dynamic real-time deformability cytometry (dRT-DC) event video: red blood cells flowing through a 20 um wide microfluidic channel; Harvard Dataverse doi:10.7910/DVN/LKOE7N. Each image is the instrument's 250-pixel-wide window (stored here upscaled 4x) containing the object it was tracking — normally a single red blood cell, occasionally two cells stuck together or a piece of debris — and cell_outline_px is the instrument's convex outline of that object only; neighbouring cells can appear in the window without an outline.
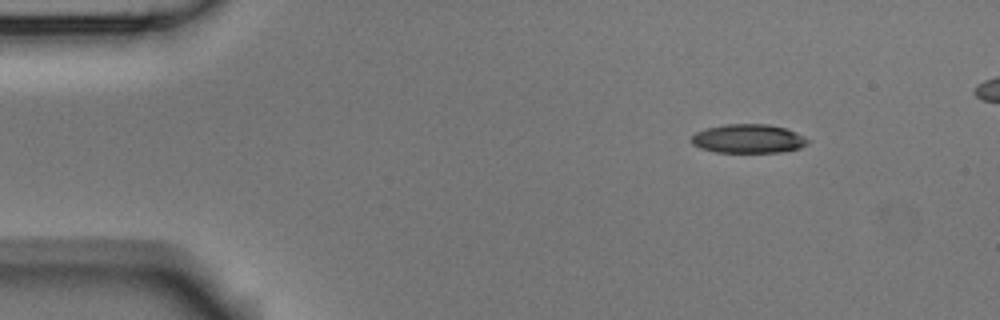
{"species": "Egyptian fruit bat (a non-hibernating species)", "species_latin": "Rousettus aegyptiacus", "temperature_condition": "room temperature", "stored_images_in_passage": 4, "segment_of_instrument_passage": [1, 2], "camera_frame_rate_fps": 3000, "um_per_image_px": 0.085, "animal": {"sex": "male"}, "frame": {"image": 1, "passage_image": 1, "time_ms": 0.0, "image_size_px": [1000, 320], "cell_outline_px": [[808, 144], [800, 148], [780, 152], [716, 152], [700, 148], [692, 144], [688, 140], [696, 132], [704, 128], [724, 124], [768, 124], [784, 128], [796, 132], [804, 136], [808, 140]], "centroid_in_image_um": [63.56, 11.78], "position_along_channel_um": 21.4, "area_um2": 19.71}}